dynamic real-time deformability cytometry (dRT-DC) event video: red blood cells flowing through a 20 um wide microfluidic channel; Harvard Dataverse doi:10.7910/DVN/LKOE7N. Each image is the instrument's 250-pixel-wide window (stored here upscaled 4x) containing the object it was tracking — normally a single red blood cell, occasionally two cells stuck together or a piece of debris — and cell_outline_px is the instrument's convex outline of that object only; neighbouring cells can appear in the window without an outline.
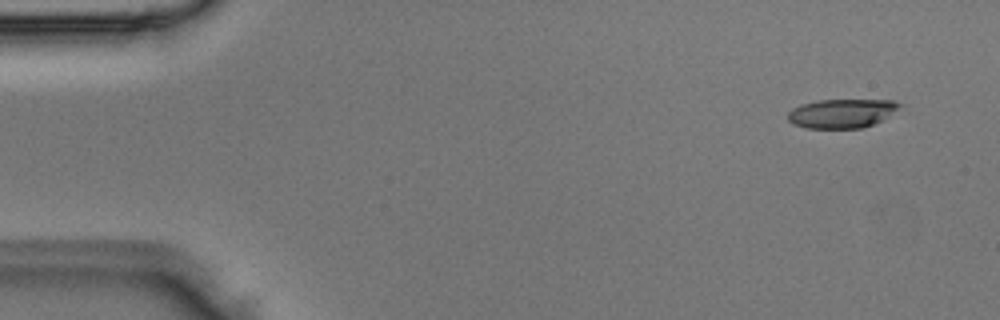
{"species": "Egyptian fruit bat (a non-hibernating species)", "species_latin": "Rousettus aegyptiacus", "temperature_condition": "room temperature", "stored_images_in_passage": 4, "camera_frame_rate_fps": 3000, "um_per_image_px": 0.085, "animal": {"sex": "male"}, "frame": {"image": 1, "passage_image": 1, "time_ms": 0.0, "image_size_px": [1000, 320], "cell_outline_px": [[904, 104], [888, 116], [872, 124], [860, 128], [808, 128], [792, 124], [788, 120], [788, 112], [792, 108], [800, 104], [820, 100], [896, 100]], "centroid_in_image_um": [71.54, 9.63], "position_along_channel_um": 13.5, "area_um2": 18.84}}
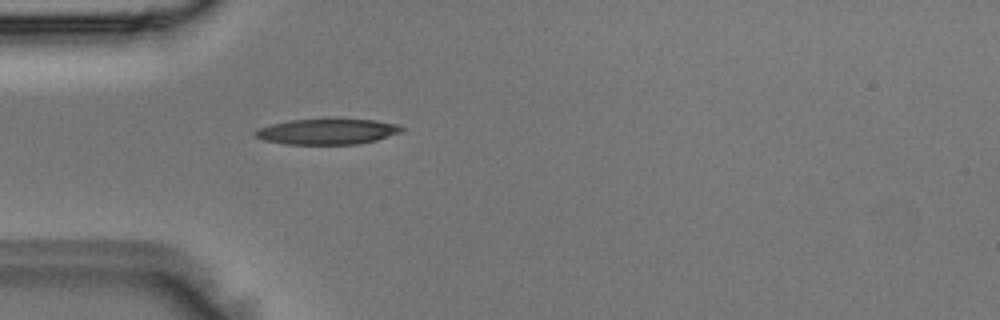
{"frame": {"image": 2, "passage_image": 4, "time_ms": 1.0, "image_size_px": [1000, 320], "cell_outline_px": [[404, 132], [376, 140], [356, 144], [288, 144], [264, 140], [252, 136], [252, 132], [256, 128], [272, 124], [292, 120], [376, 120], [396, 124], [404, 128]], "centroid_in_image_um": [27.79, 11.19], "position_along_channel_um": 57.2, "area_um2": 21.68}}